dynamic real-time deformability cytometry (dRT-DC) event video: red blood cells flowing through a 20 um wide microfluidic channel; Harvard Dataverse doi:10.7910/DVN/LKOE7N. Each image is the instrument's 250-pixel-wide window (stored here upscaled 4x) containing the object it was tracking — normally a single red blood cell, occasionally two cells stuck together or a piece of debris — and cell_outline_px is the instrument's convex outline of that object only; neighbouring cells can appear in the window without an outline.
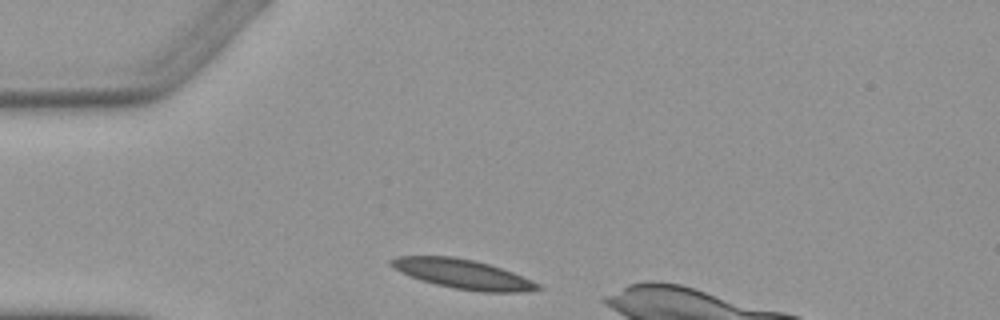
{"species": "Egyptian fruit bat (a non-hibernating species)", "species_latin": "Rousettus aegyptiacus", "temperature_condition": "warm", "stored_images_in_passage": 3, "camera_frame_rate_fps": 3000, "um_per_image_px": 0.085, "animal": {"sex": "female"}, "frame": {"image": 1, "passage_image": 1, "time_ms": 0.0, "image_size_px": [1000, 320], "cell_outline_px": [[544, 288], [528, 292], [480, 292], [456, 288], [436, 284], [420, 280], [400, 272], [392, 268], [388, 264], [388, 260], [396, 256], [452, 256], [476, 260], [512, 272], [532, 280], [540, 284]], "centroid_in_image_um": [39.33, 23.29], "position_along_channel_um": 45.7, "area_um2": 25.32}}